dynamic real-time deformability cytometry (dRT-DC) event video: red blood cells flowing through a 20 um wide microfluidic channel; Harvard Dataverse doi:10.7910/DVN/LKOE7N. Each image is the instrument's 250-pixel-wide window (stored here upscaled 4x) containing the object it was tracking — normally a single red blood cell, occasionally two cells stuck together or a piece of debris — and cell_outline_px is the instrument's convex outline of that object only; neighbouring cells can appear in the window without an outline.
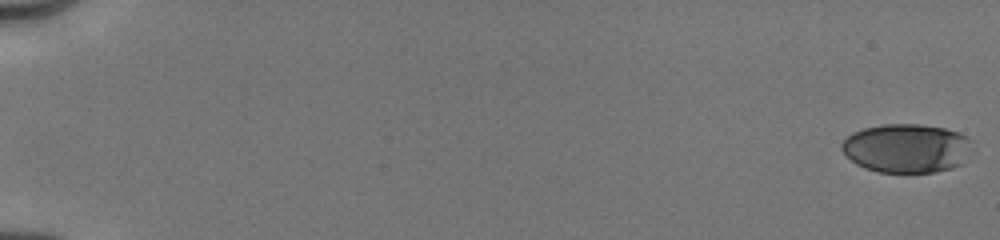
{"species": "human", "species_latin": "Homo sapiens", "temperature_condition": "cold", "stored_images_in_passage": 38, "camera_frame_rate_fps": 3000, "um_per_image_px": 0.085, "donor": {"sex": "male"}, "frame": {"image": 1, "passage_image": 1, "time_ms": 0.0, "image_size_px": [1000, 240], "cell_outline_px": [[976, 152], [960, 164], [952, 168], [936, 172], [880, 172], [864, 168], [856, 164], [840, 148], [840, 144], [852, 132], [864, 128], [884, 124], [920, 124], [944, 128], [956, 132], [972, 140]], "centroid_in_image_um": [77.12, 12.6], "position_along_channel_um": 7.9, "area_um2": 37.63}}
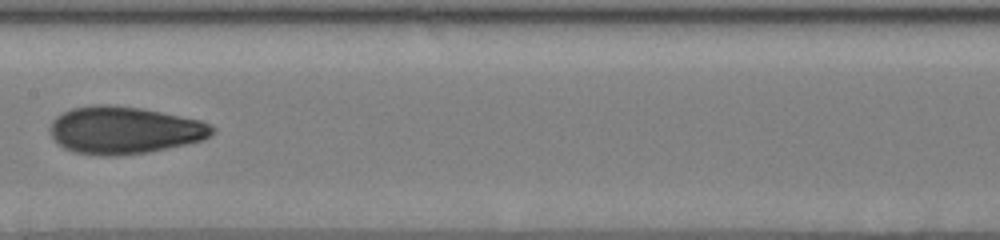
{"frame": {"image": 2, "passage_image": 22, "time_ms": 9.667, "image_size_px": [1000, 240], "cell_outline_px": [[216, 132], [212, 136], [204, 140], [168, 148], [148, 152], [116, 156], [104, 156], [76, 152], [64, 148], [52, 136], [52, 120], [56, 116], [72, 108], [92, 104], [112, 104], [140, 108], [200, 120], [212, 124], [216, 128]], "centroid_in_image_um": [10.62, 11.06], "position_along_channel_um": 196.8, "area_um2": 44.8}}
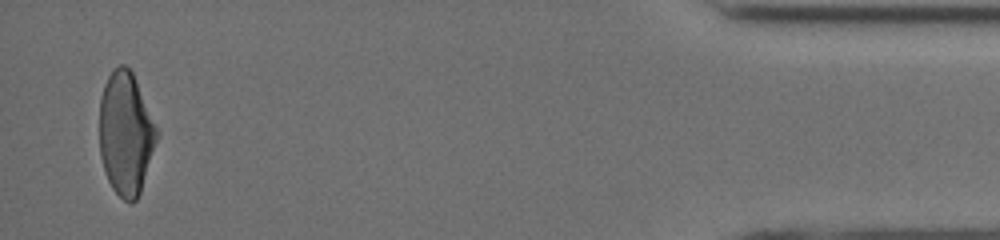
{"frame": {"image": 3, "passage_image": 38, "time_ms": 17.0, "image_size_px": [1000, 240], "cell_outline_px": [[156, 140], [140, 192], [136, 200], [132, 204], [124, 200], [112, 188], [108, 180], [100, 156], [100, 100], [104, 84], [112, 68], [120, 64], [124, 64], [132, 72], [156, 128]], "centroid_in_image_um": [10.65, 11.35], "position_along_channel_um": 424.6, "area_um2": 40.23}, "authors_computed_cell_mechanics": {"area_um2": 41.9628, "velocity_mm_per_s": 4.0291, "shape_relaxation_time_tau1_ms": 5.3814, "shape_relaxation_time_tau2_ms": 1.4825, "deformation_change_tau1": 0.179, "deformation_change_tau2": 0.0771}}